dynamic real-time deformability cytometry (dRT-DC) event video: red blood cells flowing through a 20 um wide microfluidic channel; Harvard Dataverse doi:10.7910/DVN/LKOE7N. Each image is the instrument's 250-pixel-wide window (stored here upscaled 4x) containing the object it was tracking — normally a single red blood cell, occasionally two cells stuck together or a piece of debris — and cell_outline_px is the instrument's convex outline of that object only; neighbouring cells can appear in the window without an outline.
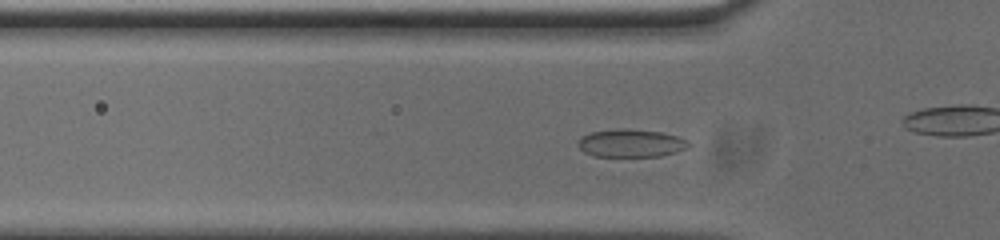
{"species": "common noctule bat (a hibernating species)", "species_latin": "Nyctalus noctula", "temperature_condition": "cold", "stored_images_in_passage": 51, "camera_frame_rate_fps": 3000, "um_per_image_px": 0.085, "animal": {"sex": "male", "body_mass_g": 20.0, "forearm_length_mm": 53.3}, "frame": {"image": 1, "passage_image": 13, "time_ms": 4.0, "image_size_px": [1000, 240], "cell_outline_px": [[692, 144], [688, 148], [676, 152], [660, 156], [592, 156], [584, 152], [576, 144], [584, 136], [592, 132], [620, 128], [628, 128], [660, 132], [676, 136]], "centroid_in_image_um": [53.63, 12.17], "position_along_channel_um": 72.2, "area_um2": 17.86}}
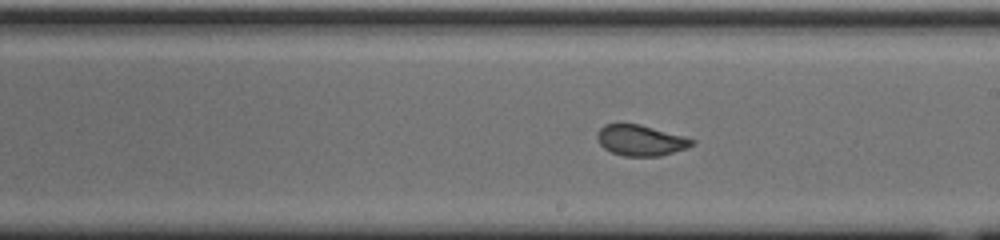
{"frame": {"image": 2, "passage_image": 26, "time_ms": 8.333, "image_size_px": [1000, 240], "cell_outline_px": [[696, 144], [688, 148], [660, 156], [624, 156], [612, 152], [604, 148], [600, 144], [596, 136], [596, 132], [604, 124], [640, 124], [684, 136], [696, 140]], "centroid_in_image_um": [54.48, 11.93], "position_along_channel_um": 234.5, "area_um2": 17.11}}
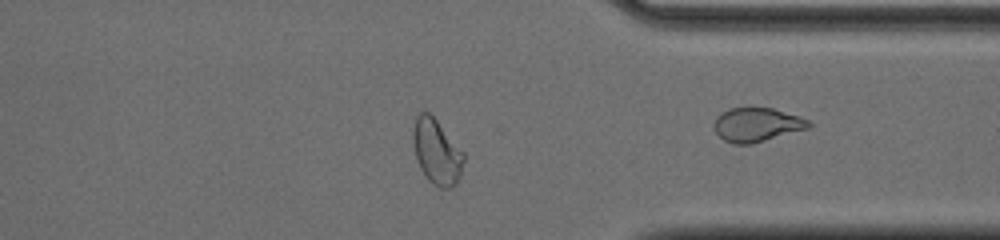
{"frame": {"image": 3, "passage_image": 38, "time_ms": 12.333, "image_size_px": [1000, 240], "cell_outline_px": [[464, 160], [460, 176], [456, 184], [452, 188], [440, 188], [432, 184], [428, 180], [420, 168], [416, 160], [412, 144], [412, 132], [416, 116], [420, 112], [428, 112], [436, 120], [464, 152]], "centroid_in_image_um": [37.1, 12.92], "position_along_channel_um": 374.3, "area_um2": 19.36}, "authors_computed_cell_mechanics": {"area_um2": 18.5538, "velocity_mm_per_s": 3.7342, "shape_relaxation_time_tau1_ms": null, "shape_relaxation_time_tau2_ms": 0.8345, "deformation_change_tau1": null, "deformation_change_tau2": 0.045}}